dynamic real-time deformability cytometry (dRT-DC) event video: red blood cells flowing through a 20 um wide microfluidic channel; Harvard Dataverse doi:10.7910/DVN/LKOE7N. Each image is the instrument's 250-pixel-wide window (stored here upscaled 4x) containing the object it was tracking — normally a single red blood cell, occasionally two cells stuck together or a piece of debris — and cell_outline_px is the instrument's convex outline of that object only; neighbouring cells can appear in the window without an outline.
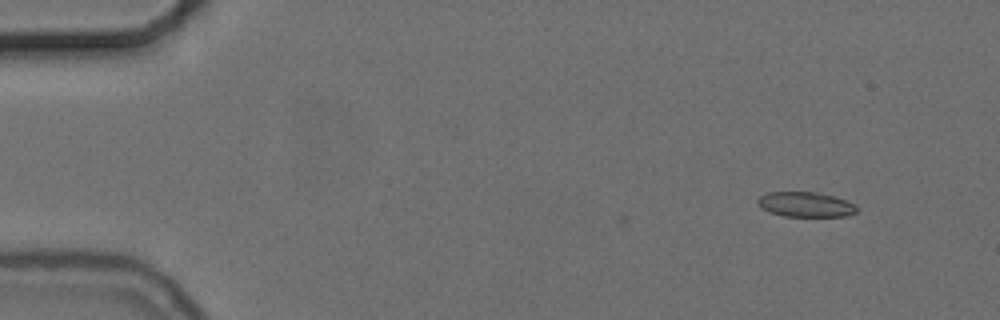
{"species": "common noctule bat (a hibernating species)", "species_latin": "Nyctalus noctula", "temperature_condition": "cold", "stored_images_in_passage": 8, "camera_frame_rate_fps": 3000, "um_per_image_px": 0.085, "animal": {"sex": "female", "body_mass_g": 24.6, "forearm_length_mm": 56.2}, "frame": {"image": 1, "passage_image": 1, "time_ms": 0.0, "image_size_px": [1000, 320], "cell_outline_px": [[856, 212], [848, 216], [784, 216], [768, 212], [760, 208], [756, 204], [756, 200], [760, 196], [768, 192], [816, 192], [832, 196], [856, 204]], "centroid_in_image_um": [68.41, 17.38], "position_along_channel_um": 16.6, "area_um2": 14.45}}